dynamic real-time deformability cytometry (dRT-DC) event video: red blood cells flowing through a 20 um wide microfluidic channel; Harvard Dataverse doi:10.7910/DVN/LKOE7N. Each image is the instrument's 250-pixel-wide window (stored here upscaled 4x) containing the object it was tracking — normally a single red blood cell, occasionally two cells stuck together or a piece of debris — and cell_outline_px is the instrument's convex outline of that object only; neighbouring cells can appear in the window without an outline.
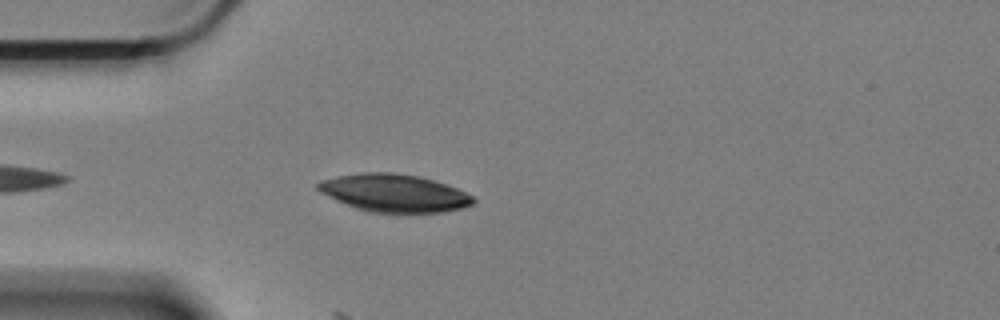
{"species": "Egyptian fruit bat (a non-hibernating species)", "species_latin": "Rousettus aegyptiacus", "temperature_condition": "cold", "stored_images_in_passage": 13, "camera_frame_rate_fps": 3000, "um_per_image_px": 0.085, "animal": {"sex": "female"}, "frame": {"image": 1, "passage_image": 6, "time_ms": 1.667, "image_size_px": [1000, 320], "cell_outline_px": [[476, 200], [472, 204], [460, 208], [444, 212], [368, 212], [356, 208], [336, 200], [320, 192], [316, 188], [316, 184], [320, 180], [336, 176], [360, 172], [392, 172], [420, 176], [456, 188], [476, 196]], "centroid_in_image_um": [33.48, 16.39], "position_along_channel_um": 51.5, "area_um2": 34.16}}
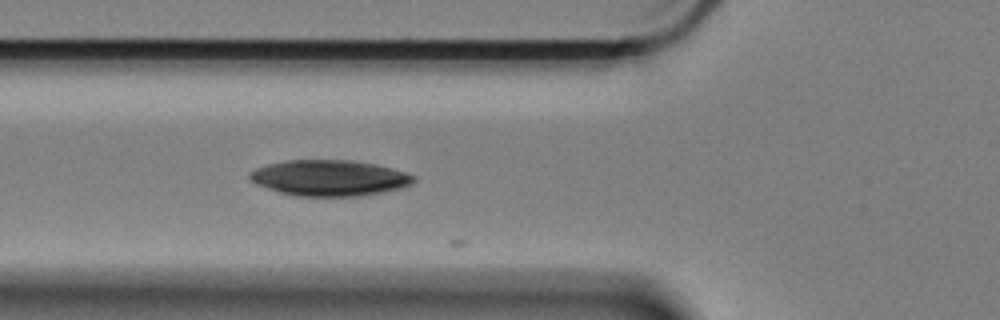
{"frame": {"image": 2, "passage_image": 11, "time_ms": 3.333, "image_size_px": [1000, 320], "cell_outline_px": [[416, 180], [412, 184], [400, 188], [384, 192], [364, 196], [296, 196], [280, 192], [256, 184], [248, 176], [256, 168], [268, 164], [288, 160], [352, 160], [376, 164], [392, 168], [416, 176]], "centroid_in_image_um": [28.05, 15.13], "position_along_channel_um": 97.8, "area_um2": 34.28}}